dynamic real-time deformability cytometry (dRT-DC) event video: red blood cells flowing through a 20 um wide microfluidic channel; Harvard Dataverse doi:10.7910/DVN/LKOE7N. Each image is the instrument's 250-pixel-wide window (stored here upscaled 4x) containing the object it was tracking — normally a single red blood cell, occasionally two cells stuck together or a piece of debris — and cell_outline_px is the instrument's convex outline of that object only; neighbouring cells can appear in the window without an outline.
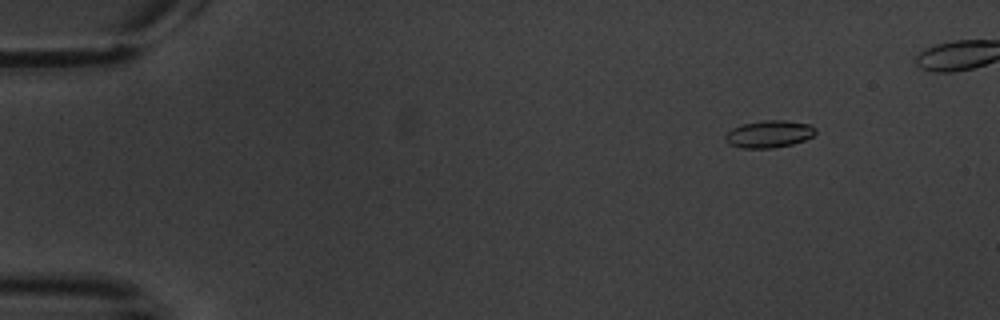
{"species": "common noctule bat (a hibernating species)", "species_latin": "Nyctalus noctula", "temperature_condition": "warm", "stored_images_in_passage": 6, "camera_frame_rate_fps": 3000, "um_per_image_px": 0.085, "animal": {"sex": "male", "body_mass_g": 20.1, "forearm_length_mm": 53.5}, "frame": {"image": 1, "passage_image": 3, "time_ms": 2.333, "image_size_px": [1000, 320], "cell_outline_px": [[816, 132], [812, 136], [804, 140], [792, 144], [772, 148], [740, 148], [728, 144], [724, 140], [724, 136], [732, 128], [744, 124], [764, 120], [784, 120], [808, 124], [816, 128]], "centroid_in_image_um": [65.34, 11.4], "position_along_channel_um": 19.7, "area_um2": 14.28}}